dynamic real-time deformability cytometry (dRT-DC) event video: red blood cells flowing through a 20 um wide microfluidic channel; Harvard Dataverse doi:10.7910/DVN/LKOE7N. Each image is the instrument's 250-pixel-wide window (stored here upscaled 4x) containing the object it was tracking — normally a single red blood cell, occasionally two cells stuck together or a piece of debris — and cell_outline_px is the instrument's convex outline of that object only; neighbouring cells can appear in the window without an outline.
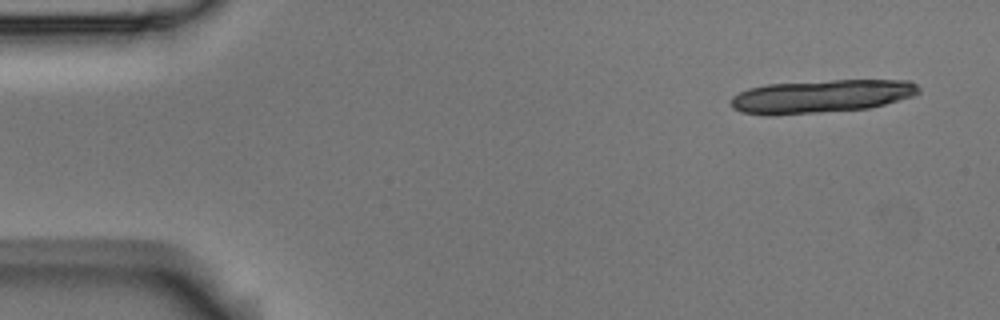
{"species": "Egyptian fruit bat (a non-hibernating species)", "species_latin": "Rousettus aegyptiacus", "temperature_condition": "room temperature", "stored_images_in_passage": 4, "camera_frame_rate_fps": 3000, "um_per_image_px": 0.085, "animal": {"sex": "male"}, "frame": {"image": 1, "passage_image": 1, "time_ms": 0.0, "image_size_px": [1000, 320], "cell_outline_px": [[920, 92], [912, 96], [884, 104], [868, 108], [820, 112], [768, 116], [740, 112], [732, 108], [728, 100], [732, 96], [748, 88], [768, 84], [832, 80], [912, 80], [920, 88]], "centroid_in_image_um": [69.75, 8.18], "position_along_channel_um": 15.2, "area_um2": 36.41}}
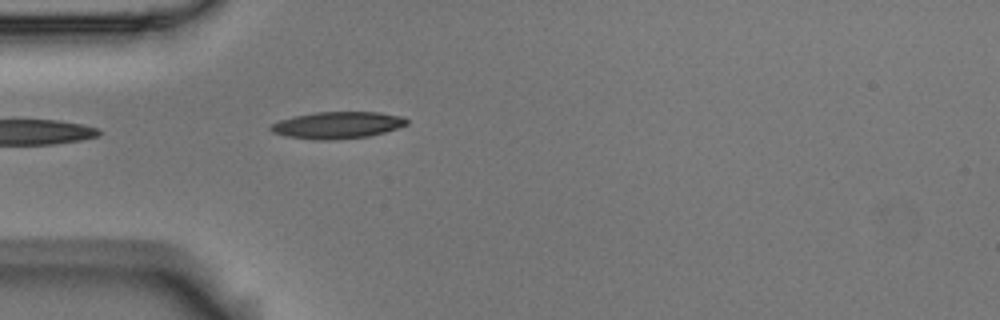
{"frame": {"image": 2, "passage_image": 4, "time_ms": 1.0, "image_size_px": [1000, 320], "cell_outline_px": [[408, 124], [384, 132], [368, 136], [332, 140], [316, 140], [288, 136], [272, 132], [268, 128], [272, 124], [280, 120], [292, 116], [316, 112], [376, 112], [404, 116], [408, 120]], "centroid_in_image_um": [28.68, 10.63], "position_along_channel_um": 56.3, "area_um2": 21.21}}